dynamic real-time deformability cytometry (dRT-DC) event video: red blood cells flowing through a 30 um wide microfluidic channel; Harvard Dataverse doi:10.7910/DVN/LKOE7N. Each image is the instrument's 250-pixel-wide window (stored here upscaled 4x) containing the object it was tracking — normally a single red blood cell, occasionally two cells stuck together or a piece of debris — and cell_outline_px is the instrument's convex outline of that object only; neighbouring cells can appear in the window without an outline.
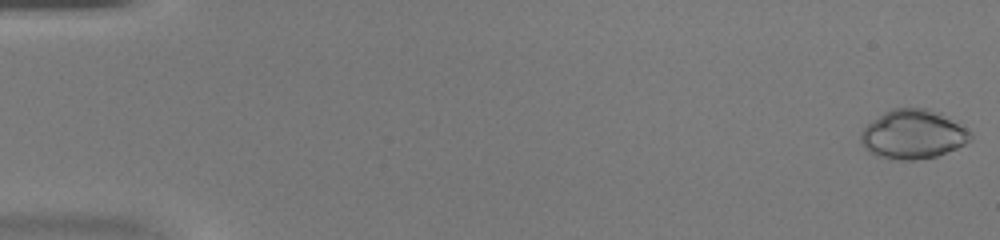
{"species": "common noctule bat (a hibernating species)", "species_latin": "Nyctalus noctula", "temperature_condition": "warm", "stored_images_in_passage": 49, "camera_frame_rate_fps": 3000, "um_per_image_px": 0.085, "animal": {"sex": "female", "body_mass_g": 20.0, "forearm_length_mm": 54.0}, "frame": {"image": 1, "passage_image": 1, "time_ms": 0.0, "image_size_px": [1000, 240], "cell_outline_px": [[972, 140], [956, 148], [936, 156], [916, 160], [900, 160], [876, 156], [868, 152], [860, 140], [860, 132], [872, 120], [884, 112], [892, 108], [924, 108], [940, 112], [972, 132]], "centroid_in_image_um": [77.6, 11.42], "position_along_channel_um": 7.4, "area_um2": 31.44}}
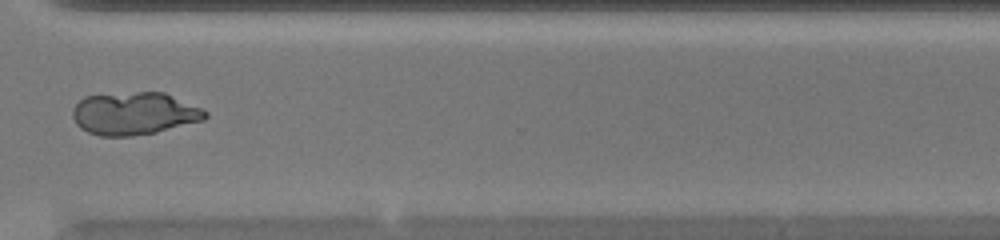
{"frame": {"image": 2, "passage_image": 38, "time_ms": 12.333, "image_size_px": [1000, 240], "cell_outline_px": [[208, 116], [204, 120], [156, 132], [132, 136], [100, 136], [88, 132], [80, 128], [76, 124], [72, 116], [72, 108], [84, 96], [136, 92], [164, 92], [200, 108], [208, 112]], "centroid_in_image_um": [11.39, 9.65], "position_along_channel_um": 359.2, "area_um2": 32.89}}
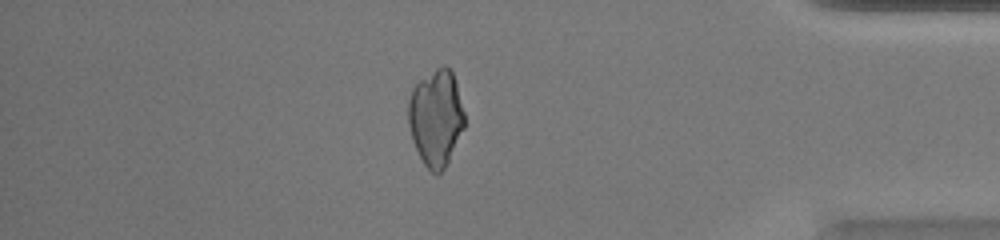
{"frame": {"image": 3, "passage_image": 43, "time_ms": 14.0, "image_size_px": [1000, 240], "cell_outline_px": [[464, 128], [444, 168], [436, 176], [424, 164], [412, 140], [408, 124], [408, 100], [412, 88], [420, 80], [436, 68], [444, 64], [452, 72], [456, 84], [464, 112]], "centroid_in_image_um": [37.04, 10.0], "position_along_channel_um": 398.2, "area_um2": 31.27}}